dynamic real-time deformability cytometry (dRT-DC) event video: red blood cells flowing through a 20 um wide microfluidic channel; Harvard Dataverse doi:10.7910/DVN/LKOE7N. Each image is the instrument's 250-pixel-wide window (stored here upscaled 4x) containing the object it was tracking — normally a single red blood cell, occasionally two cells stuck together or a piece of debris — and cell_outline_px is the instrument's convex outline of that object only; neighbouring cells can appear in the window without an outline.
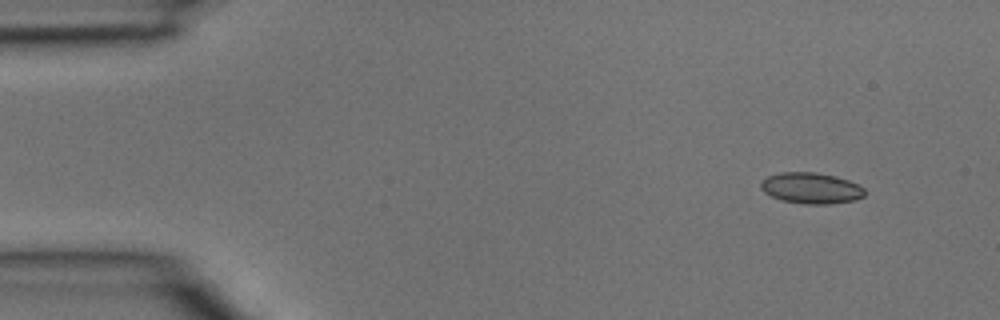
{"species": "common noctule bat (a hibernating species)", "species_latin": "Nyctalus noctula", "temperature_condition": "room temperature", "stored_images_in_passage": 4, "segment_of_instrument_passage": [2, 2], "camera_frame_rate_fps": 3000, "um_per_image_px": 0.085, "animal": {"sex": "male", "body_mass_g": 15.6}, "frame": {"image": 1, "passage_image": 4, "time_ms": 1.0, "image_size_px": [1000, 320], "cell_outline_px": [[864, 196], [856, 200], [828, 204], [804, 204], [780, 200], [764, 192], [760, 188], [760, 180], [768, 176], [780, 172], [816, 172], [836, 176], [848, 180], [864, 188]], "centroid_in_image_um": [68.91, 15.99], "position_along_channel_um": 16.1, "area_um2": 18.9}}